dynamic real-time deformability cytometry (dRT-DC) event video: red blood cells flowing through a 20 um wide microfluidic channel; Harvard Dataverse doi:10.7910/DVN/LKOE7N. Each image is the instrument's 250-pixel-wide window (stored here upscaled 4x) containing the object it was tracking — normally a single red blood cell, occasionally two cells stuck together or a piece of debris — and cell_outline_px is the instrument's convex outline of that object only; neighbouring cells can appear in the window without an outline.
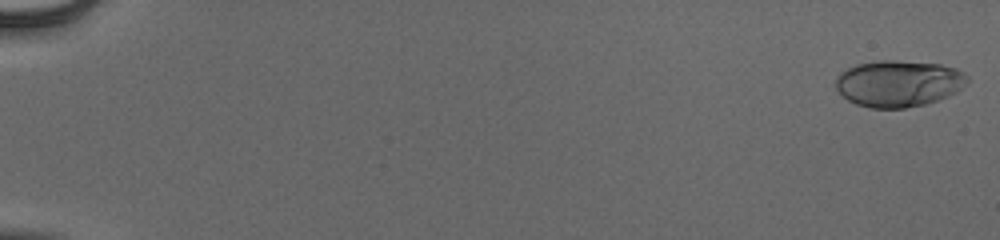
{"species": "human", "species_latin": "Homo sapiens", "temperature_condition": "cold", "stored_images_in_passage": 55, "camera_frame_rate_fps": 3000, "um_per_image_px": 0.085, "donor": {"sex": "male"}, "frame": {"image": 1, "passage_image": 1, "time_ms": 0.0, "image_size_px": [1000, 240], "cell_outline_px": [[968, 80], [956, 92], [948, 96], [924, 104], [904, 108], [868, 108], [856, 104], [848, 100], [836, 88], [836, 76], [840, 72], [856, 64], [880, 60], [896, 60], [940, 64], [956, 68], [964, 72], [968, 76]], "centroid_in_image_um": [76.36, 7.08], "position_along_channel_um": 8.6, "area_um2": 35.66}}
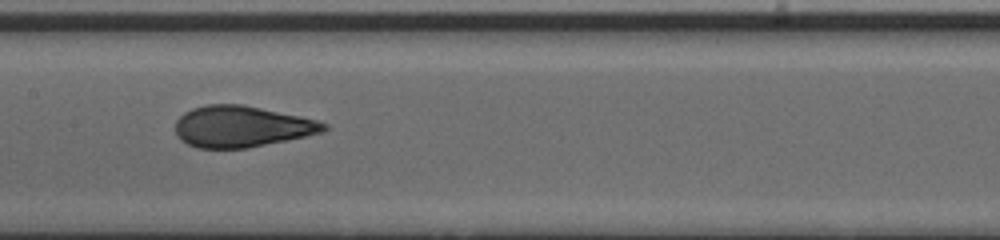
{"frame": {"image": 2, "passage_image": 30, "time_ms": 9.667, "image_size_px": [1000, 240], "cell_outline_px": [[328, 128], [324, 132], [248, 148], [196, 148], [180, 140], [176, 136], [176, 120], [184, 112], [192, 108], [208, 104], [244, 104], [300, 116], [316, 120], [328, 124]], "centroid_in_image_um": [20.52, 10.75], "position_along_channel_um": 186.9, "area_um2": 35.78}}
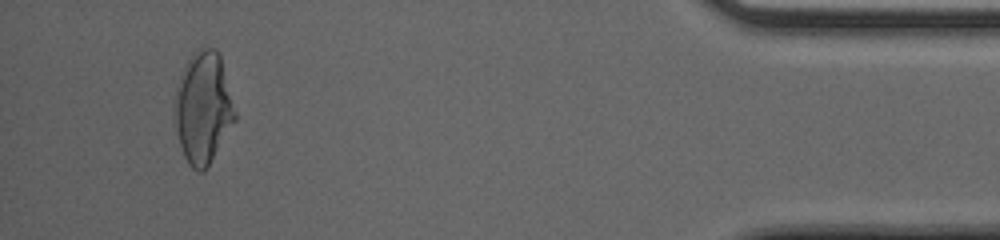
{"frame": {"image": 3, "passage_image": 52, "time_ms": 17.0, "image_size_px": [1000, 240], "cell_outline_px": [[236, 120], [204, 172], [196, 172], [188, 164], [184, 156], [180, 144], [176, 128], [176, 88], [180, 76], [192, 52], [200, 48], [216, 48], [220, 56], [236, 112]], "centroid_in_image_um": [17.28, 9.17], "position_along_channel_um": 417.9, "area_um2": 38.73}, "authors_computed_cell_mechanics": {"area_um2": 35.7204, "velocity_mm_per_s": 3.9293, "shape_relaxation_time_tau1_ms": 8.0831, "shape_relaxation_time_tau2_ms": null, "deformation_change_tau1": 0.2685, "deformation_change_tau2": null}}